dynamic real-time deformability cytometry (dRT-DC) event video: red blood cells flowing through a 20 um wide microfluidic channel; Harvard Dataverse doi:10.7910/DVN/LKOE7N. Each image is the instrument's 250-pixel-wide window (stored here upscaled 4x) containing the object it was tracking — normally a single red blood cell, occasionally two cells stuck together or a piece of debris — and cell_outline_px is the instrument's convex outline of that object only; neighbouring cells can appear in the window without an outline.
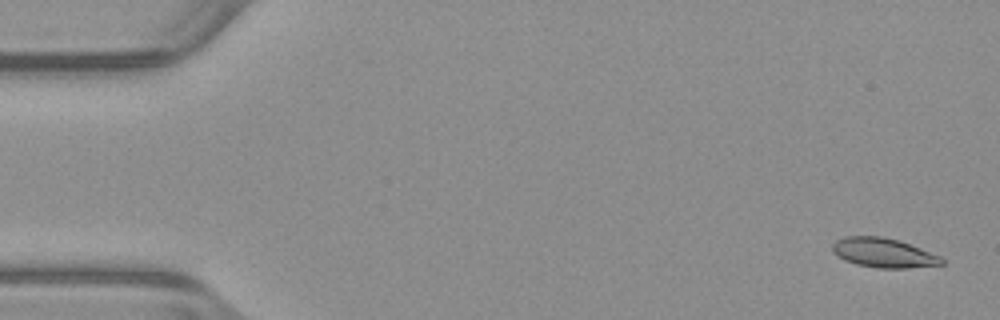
{"species": "common noctule bat (a hibernating species)", "species_latin": "Nyctalus noctula", "temperature_condition": "warm", "stored_images_in_passage": 54, "camera_frame_rate_fps": 3000, "um_per_image_px": 0.085, "animal": {"sex": "male", "body_mass_g": 23.1, "forearm_length_mm": 52.7}, "frame": {"image": 1, "passage_image": 2, "time_ms": 0.333, "image_size_px": [1000, 320], "cell_outline_px": [[944, 264], [908, 268], [876, 268], [856, 264], [844, 260], [832, 252], [832, 244], [836, 240], [844, 236], [880, 236], [900, 240], [940, 256], [944, 260]], "centroid_in_image_um": [75.07, 21.48], "position_along_channel_um": 9.9, "area_um2": 18.84}}
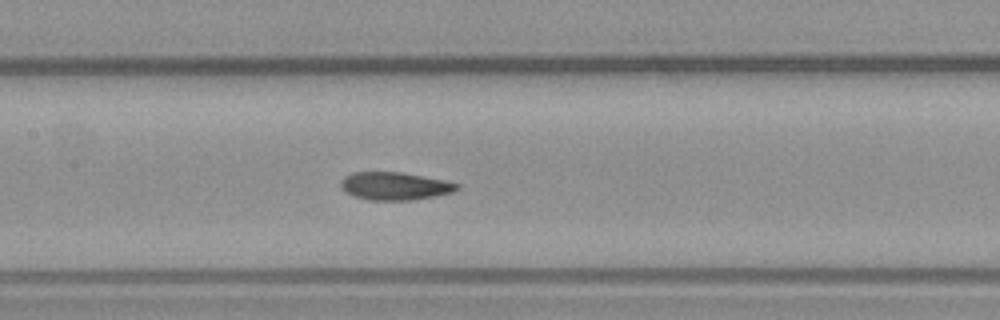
{"frame": {"image": 2, "passage_image": 25, "time_ms": 8.0, "image_size_px": [1000, 320], "cell_outline_px": [[460, 188], [452, 192], [436, 196], [408, 200], [368, 200], [352, 196], [344, 192], [340, 184], [340, 180], [344, 176], [352, 172], [404, 172], [444, 180], [460, 184]], "centroid_in_image_um": [33.53, 15.81], "position_along_channel_um": 173.9, "area_um2": 19.07}}
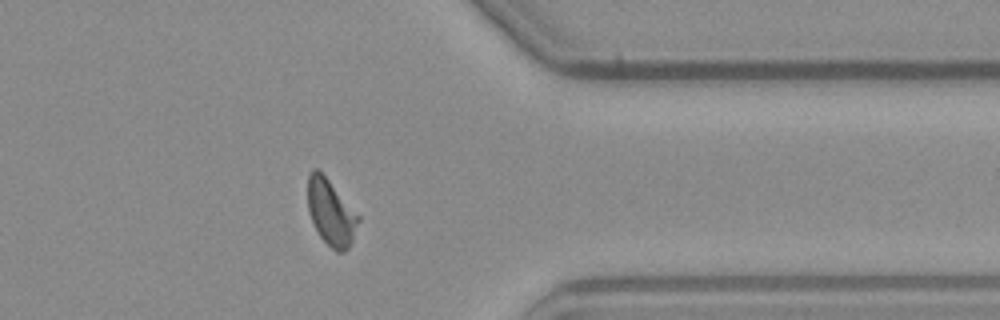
{"frame": {"image": 3, "passage_image": 42, "time_ms": 13.667, "image_size_px": [1000, 320], "cell_outline_px": [[360, 220], [352, 244], [344, 252], [336, 252], [320, 236], [308, 212], [308, 176], [312, 168], [316, 168], [328, 180], [360, 216]], "centroid_in_image_um": [28.15, 18.09], "position_along_channel_um": 383.3, "area_um2": 19.25}, "authors_computed_cell_mechanics": {"area_um2": 19.0162, "velocity_mm_per_s": 3.9411, "shape_relaxation_time_tau1_ms": 4.8329, "shape_relaxation_time_tau2_ms": 1.8798, "deformation_change_tau1": 0.1757, "deformation_change_tau2": 0.0787}}